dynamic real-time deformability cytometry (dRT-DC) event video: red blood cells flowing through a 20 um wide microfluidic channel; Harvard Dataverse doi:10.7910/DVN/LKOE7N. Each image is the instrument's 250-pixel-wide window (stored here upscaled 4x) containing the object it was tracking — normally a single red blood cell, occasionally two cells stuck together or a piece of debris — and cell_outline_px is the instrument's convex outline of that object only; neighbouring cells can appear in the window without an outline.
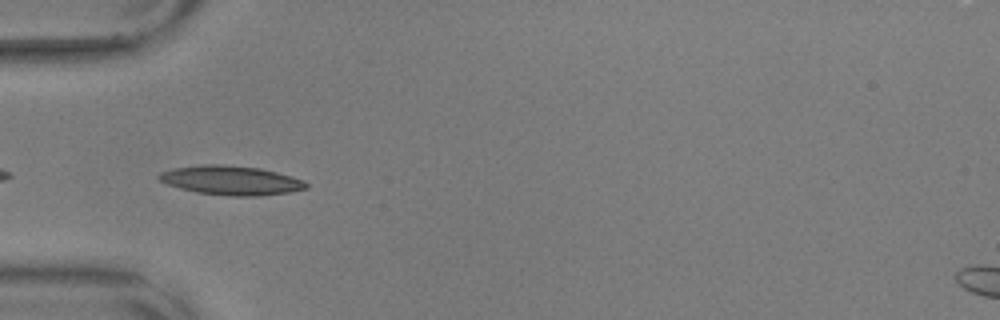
{"species": "common noctule bat (a hibernating species)", "species_latin": "Nyctalus noctula", "temperature_condition": "warm", "stored_images_in_passage": 36, "camera_frame_rate_fps": 3000, "um_per_image_px": 0.085, "animal": {"sex": "male", "body_mass_g": 17.9, "forearm_length_mm": 54.2}, "frame": {"image": 1, "passage_image": 2, "time_ms": 0.333, "image_size_px": [1000, 320], "cell_outline_px": [[308, 188], [292, 192], [260, 196], [228, 196], [196, 192], [180, 188], [168, 184], [160, 180], [156, 176], [160, 172], [172, 168], [204, 164], [224, 164], [260, 168], [292, 176], [304, 180], [308, 184]], "centroid_in_image_um": [19.66, 15.33], "position_along_channel_um": 65.3, "area_um2": 25.26}}
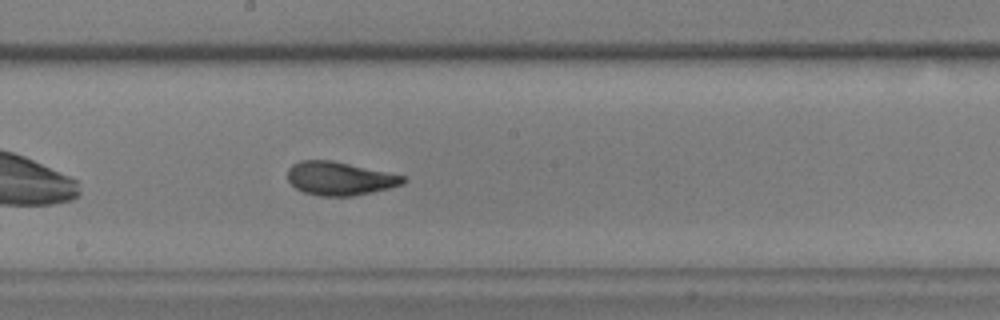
{"frame": {"image": 2, "passage_image": 15, "time_ms": 4.667, "image_size_px": [1000, 320], "cell_outline_px": [[408, 180], [404, 184], [372, 192], [352, 196], [320, 196], [304, 192], [296, 188], [288, 180], [288, 168], [292, 164], [300, 160], [332, 160], [404, 176]], "centroid_in_image_um": [28.86, 15.17], "position_along_channel_um": 219.3, "area_um2": 22.43}}
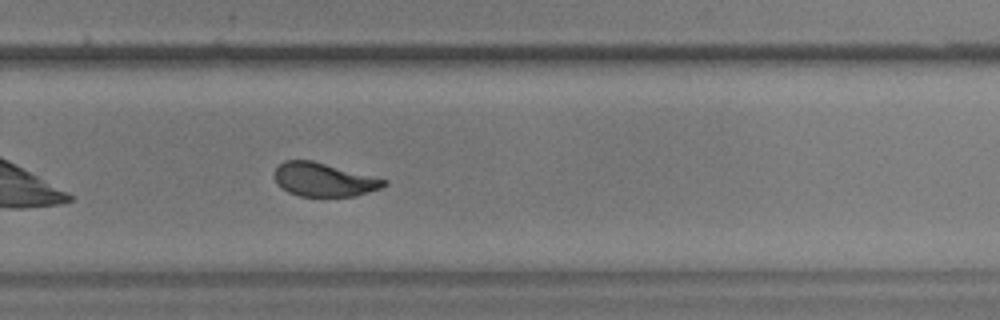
{"frame": {"image": 3, "passage_image": 22, "time_ms": 7.0, "image_size_px": [1000, 320], "cell_outline_px": [[388, 184], [380, 188], [356, 196], [300, 196], [288, 192], [280, 188], [276, 184], [276, 168], [284, 160], [312, 160], [388, 180]], "centroid_in_image_um": [27.52, 15.27], "position_along_channel_um": 302.3, "area_um2": 21.33}, "authors_computed_cell_mechanics": {"area_um2": 22.8021, "velocity_mm_per_s": 3.5688, "shape_relaxation_time_tau1_ms": 3.7674, "shape_relaxation_time_tau2_ms": 1.2115, "deformation_change_tau1": 0.1798, "deformation_change_tau2": 0.0651}}